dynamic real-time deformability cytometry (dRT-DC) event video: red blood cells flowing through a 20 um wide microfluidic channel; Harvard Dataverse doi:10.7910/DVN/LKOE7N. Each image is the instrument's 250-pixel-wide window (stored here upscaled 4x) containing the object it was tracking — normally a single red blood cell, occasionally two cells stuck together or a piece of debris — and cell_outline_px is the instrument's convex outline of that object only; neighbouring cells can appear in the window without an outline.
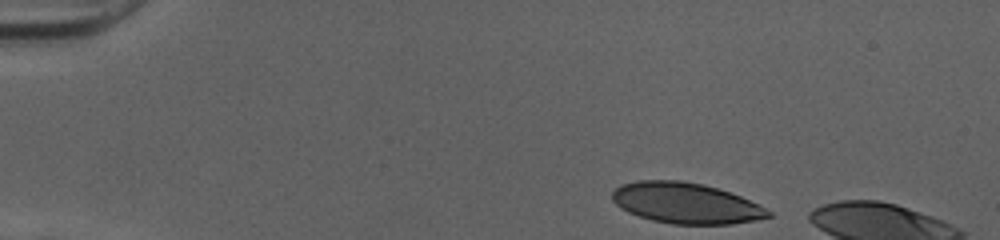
{"species": "human", "species_latin": "Homo sapiens", "temperature_condition": "cold", "stored_images_in_passage": 9, "camera_frame_rate_fps": 3000, "um_per_image_px": 0.085, "donor": {"sex": "female"}, "frame": {"image": 1, "passage_image": 1, "time_ms": 0.0, "image_size_px": [1000, 240], "cell_outline_px": [[772, 216], [756, 220], [732, 224], [672, 224], [652, 220], [628, 212], [620, 208], [612, 200], [612, 192], [620, 184], [636, 180], [680, 180], [704, 184], [740, 196], [772, 212]], "centroid_in_image_um": [58.26, 17.26], "position_along_channel_um": 26.7, "area_um2": 36.99}}